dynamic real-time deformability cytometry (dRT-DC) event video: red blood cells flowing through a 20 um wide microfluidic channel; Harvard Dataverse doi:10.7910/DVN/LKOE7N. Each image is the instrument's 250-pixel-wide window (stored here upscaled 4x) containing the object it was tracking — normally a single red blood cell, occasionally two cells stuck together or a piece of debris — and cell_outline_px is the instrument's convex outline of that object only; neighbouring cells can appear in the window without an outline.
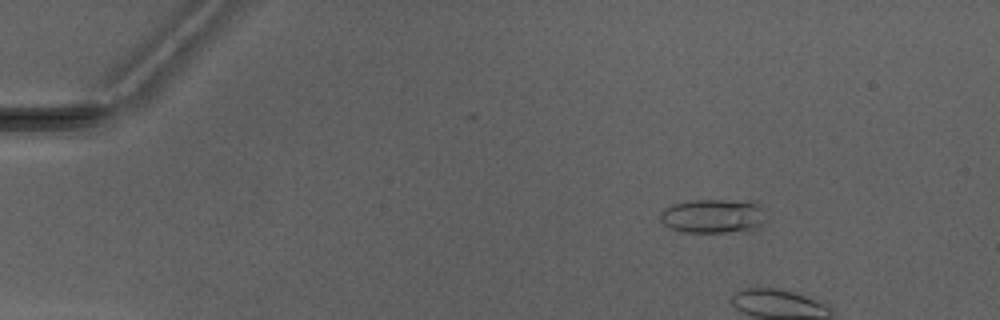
{"species": "Egyptian fruit bat (a non-hibernating species)", "species_latin": "Rousettus aegyptiacus", "temperature_condition": "warm", "stored_images_in_passage": 6, "camera_frame_rate_fps": 3000, "um_per_image_px": 0.085, "animal": {"sex": "male"}, "frame": {"image": 1, "passage_image": 3, "time_ms": 2.667, "image_size_px": [1000, 320], "cell_outline_px": [[764, 220], [756, 228], [724, 232], [684, 232], [672, 228], [664, 224], [660, 220], [660, 212], [664, 208], [672, 204], [688, 200], [756, 200], [760, 204]], "centroid_in_image_um": [60.58, 18.33], "position_along_channel_um": 24.4, "area_um2": 21.04}}